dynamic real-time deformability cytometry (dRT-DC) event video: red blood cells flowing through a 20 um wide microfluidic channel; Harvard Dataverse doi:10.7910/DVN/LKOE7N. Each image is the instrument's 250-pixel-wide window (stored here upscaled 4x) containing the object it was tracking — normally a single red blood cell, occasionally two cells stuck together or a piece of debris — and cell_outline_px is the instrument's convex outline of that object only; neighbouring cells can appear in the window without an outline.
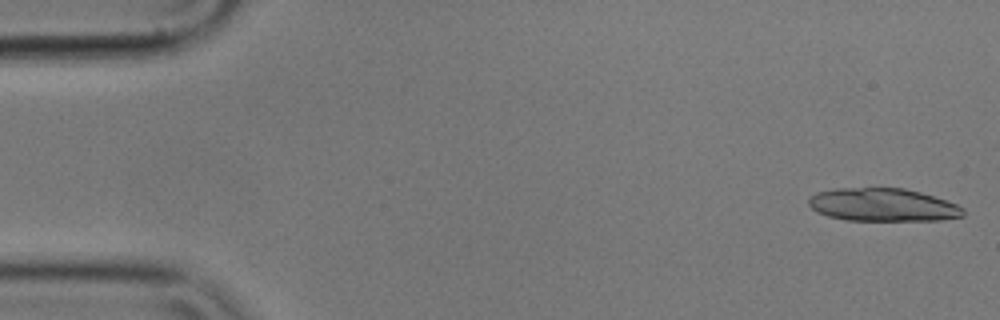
{"species": "common noctule bat (a hibernating species)", "species_latin": "Nyctalus noctula", "temperature_condition": "cold", "stored_images_in_passage": 21, "camera_frame_rate_fps": 3000, "um_per_image_px": 0.085, "animal": {"sex": "male", "body_mass_g": 17.9}, "frame": {"image": 1, "passage_image": 1, "time_ms": 0.0, "image_size_px": [1000, 320], "cell_outline_px": [[964, 216], [940, 220], [844, 220], [828, 216], [816, 212], [808, 204], [808, 200], [816, 192], [836, 188], [904, 188], [920, 192], [956, 204], [964, 208]], "centroid_in_image_um": [75.02, 17.41], "position_along_channel_um": 10.0, "area_um2": 29.65}}
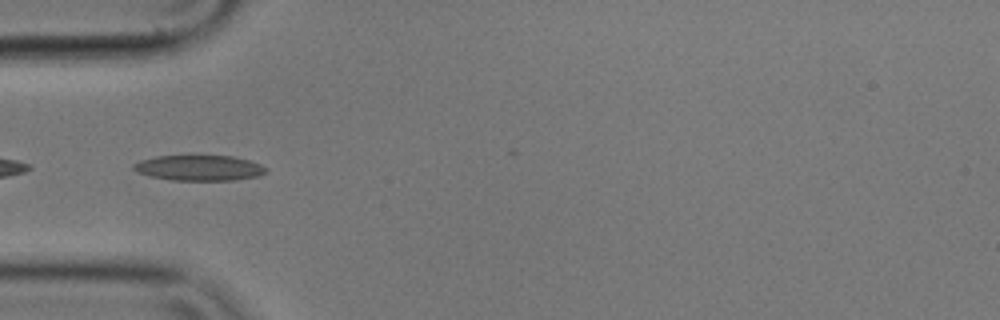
{"frame": {"image": 2, "passage_image": 17, "time_ms": 5.333, "image_size_px": [1000, 320], "cell_outline_px": [[268, 172], [256, 176], [232, 180], [172, 180], [152, 176], [140, 172], [132, 168], [132, 164], [140, 160], [156, 156], [232, 156], [248, 160], [260, 164], [268, 168]], "centroid_in_image_um": [16.95, 14.27], "position_along_channel_um": 68.1, "area_um2": 19.42}}